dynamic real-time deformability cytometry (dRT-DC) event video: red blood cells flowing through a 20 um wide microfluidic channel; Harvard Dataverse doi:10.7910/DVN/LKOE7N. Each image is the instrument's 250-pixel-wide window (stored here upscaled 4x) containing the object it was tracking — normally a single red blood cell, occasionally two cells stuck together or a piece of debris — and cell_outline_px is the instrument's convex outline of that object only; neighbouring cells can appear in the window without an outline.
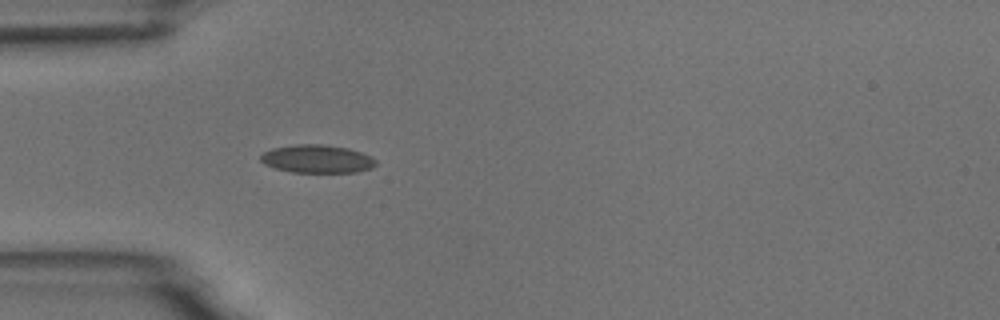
{"species": "common noctule bat (a hibernating species)", "species_latin": "Nyctalus noctula", "temperature_condition": "room temperature", "stored_images_in_passage": 3, "camera_frame_rate_fps": 3000, "um_per_image_px": 0.085, "animal": {"sex": "male", "body_mass_g": 18.8}, "frame": {"image": 1, "passage_image": 3, "time_ms": 3.0, "image_size_px": [1000, 320], "cell_outline_px": [[376, 164], [372, 168], [356, 172], [292, 172], [276, 168], [264, 164], [260, 160], [260, 156], [264, 152], [272, 148], [296, 144], [324, 144], [348, 148], [372, 156], [376, 160]], "centroid_in_image_um": [26.96, 13.5], "position_along_channel_um": 58.0, "area_um2": 18.9}}